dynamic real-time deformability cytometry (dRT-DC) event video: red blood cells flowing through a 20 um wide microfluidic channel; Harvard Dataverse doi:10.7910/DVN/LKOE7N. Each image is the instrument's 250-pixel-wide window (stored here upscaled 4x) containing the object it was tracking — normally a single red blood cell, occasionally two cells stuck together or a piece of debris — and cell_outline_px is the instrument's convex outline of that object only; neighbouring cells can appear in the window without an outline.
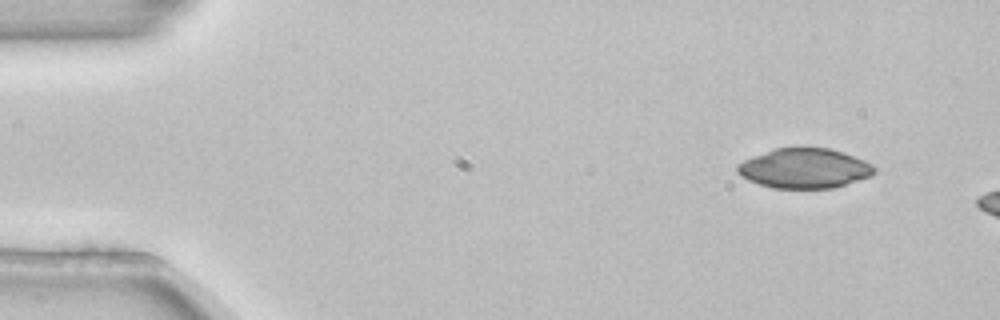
{"species": "common noctule bat (a hibernating species)", "species_latin": "Nyctalus noctula", "temperature_condition": "room temperature", "stored_images_in_passage": 3, "camera_frame_rate_fps": 3000, "um_per_image_px": 0.085, "animal": {"sex": "female", "body_mass_g": 22.7, "forearm_length_mm": 54.2}, "frame": {"image": 1, "passage_image": 1, "time_ms": 0.0, "image_size_px": [1000, 320], "cell_outline_px": [[876, 172], [872, 176], [832, 188], [772, 188], [748, 180], [740, 176], [736, 172], [736, 164], [744, 160], [776, 148], [796, 144], [828, 148], [844, 152], [864, 160], [872, 164], [876, 168]], "centroid_in_image_um": [68.38, 14.27], "position_along_channel_um": 16.6, "area_um2": 32.48}}